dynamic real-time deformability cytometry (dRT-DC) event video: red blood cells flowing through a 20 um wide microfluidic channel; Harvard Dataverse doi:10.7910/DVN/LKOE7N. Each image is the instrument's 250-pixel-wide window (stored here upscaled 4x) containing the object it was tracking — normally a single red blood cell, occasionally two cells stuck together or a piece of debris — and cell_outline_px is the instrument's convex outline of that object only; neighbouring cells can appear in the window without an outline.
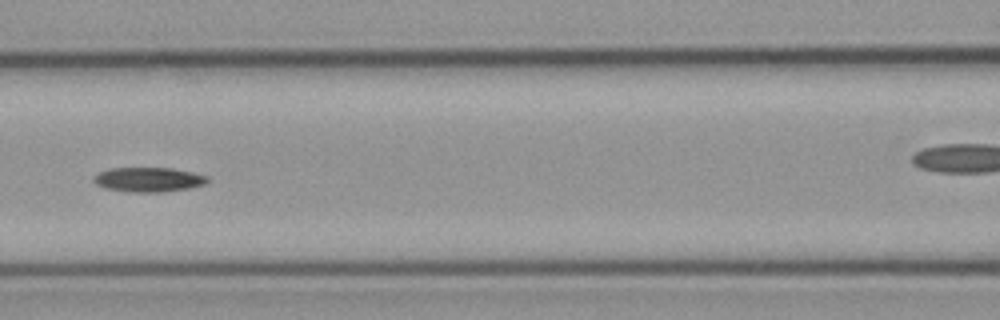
{"species": "common noctule bat (a hibernating species)", "species_latin": "Nyctalus noctula", "temperature_condition": "cold", "stored_images_in_passage": 8, "segment_of_instrument_passage": [1, 2], "camera_frame_rate_fps": 3000, "um_per_image_px": 0.085, "animal": {"sex": "male", "body_mass_g": 23.1, "forearm_length_mm": 52.7}, "frame": {"image": 1, "passage_image": 7, "time_ms": 7.667, "image_size_px": [1000, 320], "cell_outline_px": [[208, 180], [204, 184], [188, 188], [164, 192], [128, 192], [104, 188], [96, 184], [92, 180], [92, 176], [100, 172], [112, 168], [172, 168], [192, 172], [208, 176]], "centroid_in_image_um": [12.59, 15.27], "position_along_channel_um": 154.0, "area_um2": 16.3}}